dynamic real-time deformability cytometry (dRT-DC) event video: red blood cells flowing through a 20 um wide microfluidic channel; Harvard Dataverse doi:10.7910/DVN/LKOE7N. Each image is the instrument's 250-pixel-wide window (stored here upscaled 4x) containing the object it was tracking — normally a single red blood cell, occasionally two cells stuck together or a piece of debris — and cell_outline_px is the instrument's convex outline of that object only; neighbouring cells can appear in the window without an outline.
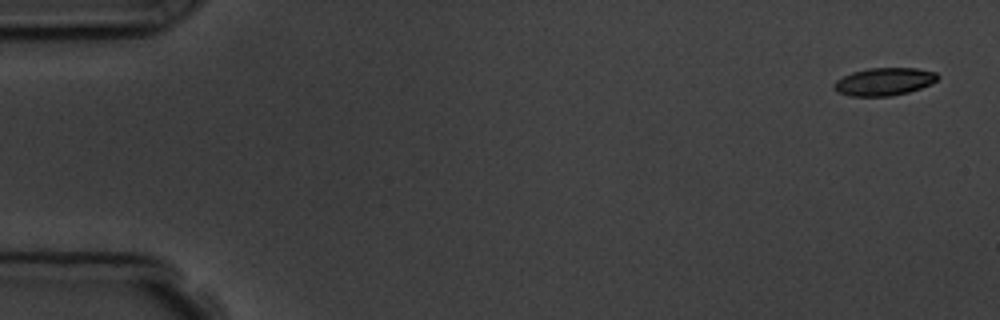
{"species": "common noctule bat (a hibernating species)", "species_latin": "Nyctalus noctula", "temperature_condition": "room temperature", "stored_images_in_passage": 4, "camera_frame_rate_fps": 3000, "um_per_image_px": 0.085, "animal": {"sex": "male", "body_mass_g": 19.5, "forearm_length_mm": 54.6}, "frame": {"image": 1, "passage_image": 1, "time_ms": 0.0, "image_size_px": [1000, 320], "cell_outline_px": [[940, 76], [936, 80], [920, 88], [908, 92], [892, 96], [848, 96], [836, 92], [832, 88], [832, 84], [836, 80], [852, 72], [868, 68], [916, 68], [936, 72]], "centroid_in_image_um": [75.1, 6.94], "position_along_channel_um": 9.9, "area_um2": 16.82}}
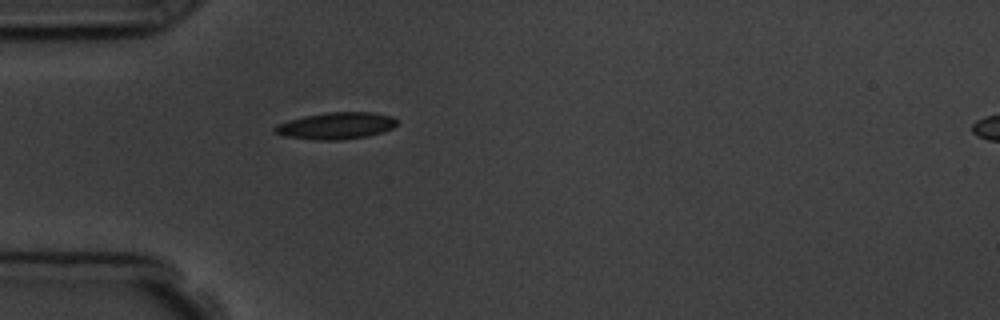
{"frame": {"image": 2, "passage_image": 4, "time_ms": 4.667, "image_size_px": [1000, 320], "cell_outline_px": [[396, 124], [392, 128], [368, 136], [340, 140], [312, 140], [284, 136], [272, 132], [272, 128], [276, 124], [288, 120], [304, 116], [328, 112], [372, 112], [392, 116], [396, 120]], "centroid_in_image_um": [28.5, 10.69], "position_along_channel_um": 56.5, "area_um2": 19.19}}